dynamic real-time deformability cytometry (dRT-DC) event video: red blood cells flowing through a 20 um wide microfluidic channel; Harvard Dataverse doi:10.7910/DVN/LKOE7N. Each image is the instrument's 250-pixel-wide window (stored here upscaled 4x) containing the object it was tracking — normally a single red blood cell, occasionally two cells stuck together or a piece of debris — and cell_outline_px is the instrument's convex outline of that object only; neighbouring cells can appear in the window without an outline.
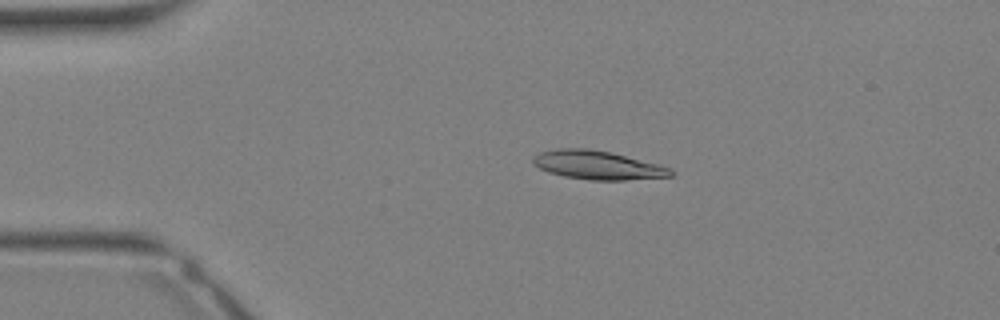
{"species": "Egyptian fruit bat (a non-hibernating species)", "species_latin": "Rousettus aegyptiacus", "temperature_condition": "warm", "stored_images_in_passage": 29, "segment_of_instrument_passage": [1, 2], "camera_frame_rate_fps": 3000, "um_per_image_px": 0.085, "animal": {"sex": "female"}, "frame": {"image": 1, "passage_image": 2, "time_ms": 0.333, "image_size_px": [1000, 320], "cell_outline_px": [[676, 172], [672, 176], [624, 180], [588, 180], [564, 176], [548, 172], [532, 164], [532, 156], [540, 152], [556, 148], [588, 148], [612, 152], [660, 164], [672, 168]], "centroid_in_image_um": [50.81, 14.02], "position_along_channel_um": 34.2, "area_um2": 23.41}}
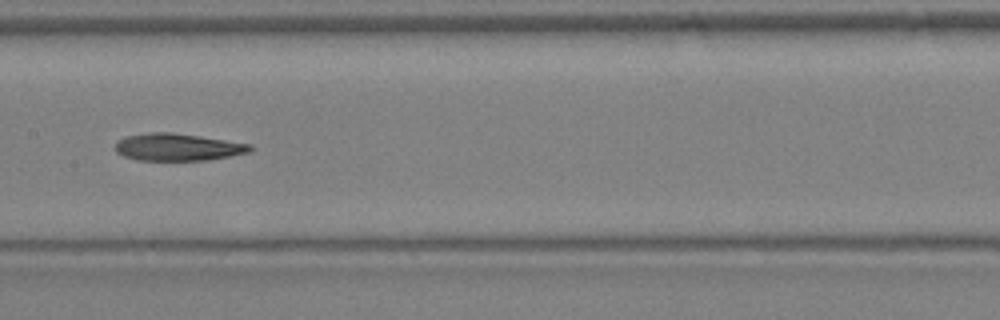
{"frame": {"image": 2, "passage_image": 12, "time_ms": 3.667, "image_size_px": [1000, 320], "cell_outline_px": [[252, 148], [248, 152], [208, 160], [136, 160], [124, 156], [116, 152], [116, 140], [124, 136], [148, 132], [172, 132], [200, 136], [252, 144]], "centroid_in_image_um": [15.06, 12.49], "position_along_channel_um": 192.3, "area_um2": 21.44}}
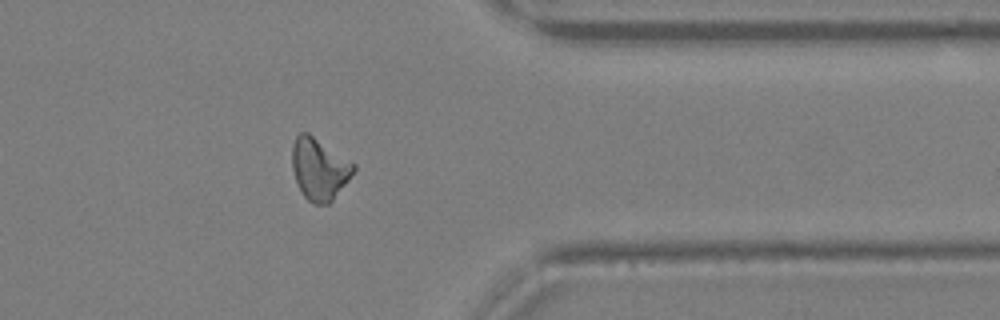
{"frame": {"image": 3, "passage_image": 22, "time_ms": 7.0, "image_size_px": [1000, 320], "cell_outline_px": [[356, 168], [348, 180], [332, 200], [328, 204], [312, 204], [304, 196], [296, 180], [292, 168], [292, 144], [296, 136], [300, 132], [308, 132], [356, 164]], "centroid_in_image_um": [27.13, 14.34], "position_along_channel_um": 384.3, "area_um2": 22.02}}